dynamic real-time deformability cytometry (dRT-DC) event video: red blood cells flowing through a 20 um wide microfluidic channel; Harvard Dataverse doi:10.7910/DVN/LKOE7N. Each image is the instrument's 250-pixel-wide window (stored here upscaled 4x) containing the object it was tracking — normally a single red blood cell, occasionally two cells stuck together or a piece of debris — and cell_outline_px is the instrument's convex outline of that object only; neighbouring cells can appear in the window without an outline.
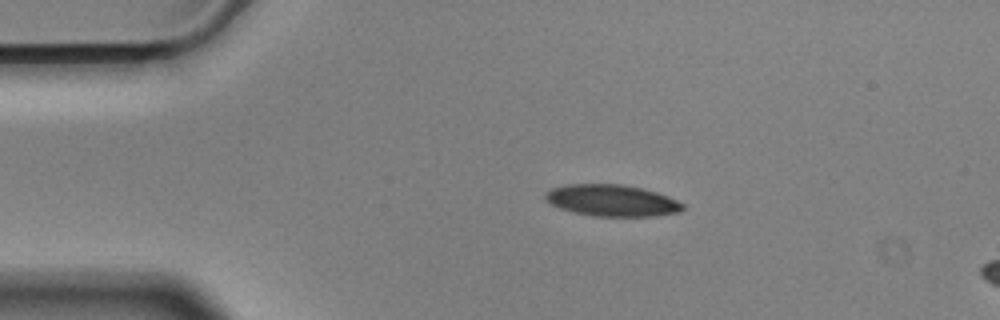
{"species": "Egyptian fruit bat (a non-hibernating species)", "species_latin": "Rousettus aegyptiacus", "temperature_condition": "cold", "stored_images_in_passage": 46, "camera_frame_rate_fps": 3000, "um_per_image_px": 0.085, "animal": {"sex": "male"}, "frame": {"image": 1, "passage_image": 1, "time_ms": 0.0, "image_size_px": [1000, 320], "cell_outline_px": [[684, 208], [680, 212], [656, 216], [592, 216], [572, 212], [560, 208], [552, 204], [544, 196], [552, 188], [568, 184], [624, 184], [644, 188], [668, 196], [684, 204]], "centroid_in_image_um": [52.05, 17.04], "position_along_channel_um": 32.9, "area_um2": 25.32}}
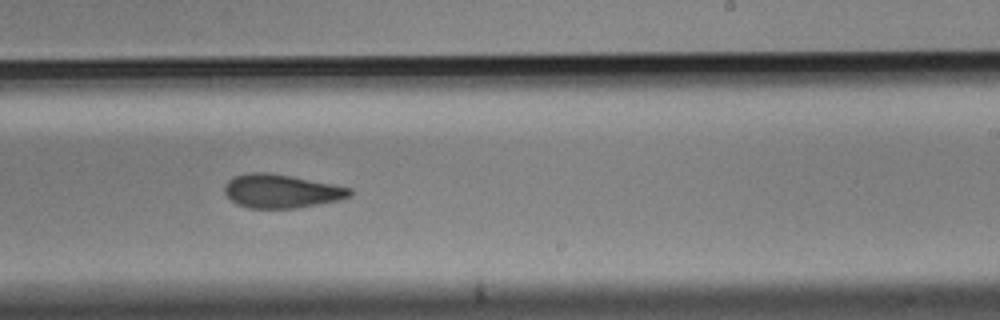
{"frame": {"image": 2, "passage_image": 24, "time_ms": 7.667, "image_size_px": [1000, 320], "cell_outline_px": [[352, 196], [340, 200], [296, 208], [248, 208], [236, 204], [224, 192], [224, 184], [232, 176], [248, 172], [268, 172], [292, 176], [352, 188]], "centroid_in_image_um": [23.89, 16.24], "position_along_channel_um": 265.1, "area_um2": 24.74}}
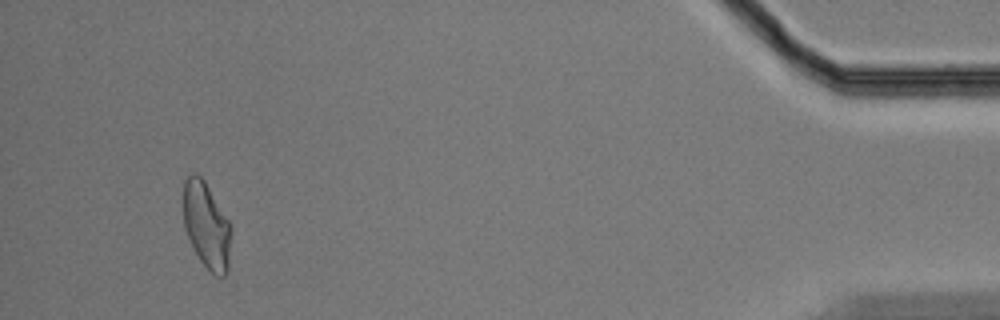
{"frame": {"image": 3, "passage_image": 43, "time_ms": 14.0, "image_size_px": [1000, 320], "cell_outline_px": [[232, 232], [228, 272], [224, 276], [216, 276], [200, 260], [184, 228], [184, 180], [192, 172], [196, 172], [204, 180], [228, 220]], "centroid_in_image_um": [17.57, 19.16], "position_along_channel_um": 417.6, "area_um2": 23.81}, "authors_computed_cell_mechanics": {"area_um2": 25.143, "velocity_mm_per_s": 3.5523, "shape_relaxation_time_tau1_ms": 6.4027, "shape_relaxation_time_tau2_ms": 3.4801, "deformation_change_tau1": 0.1296, "deformation_change_tau2": 0.104}}